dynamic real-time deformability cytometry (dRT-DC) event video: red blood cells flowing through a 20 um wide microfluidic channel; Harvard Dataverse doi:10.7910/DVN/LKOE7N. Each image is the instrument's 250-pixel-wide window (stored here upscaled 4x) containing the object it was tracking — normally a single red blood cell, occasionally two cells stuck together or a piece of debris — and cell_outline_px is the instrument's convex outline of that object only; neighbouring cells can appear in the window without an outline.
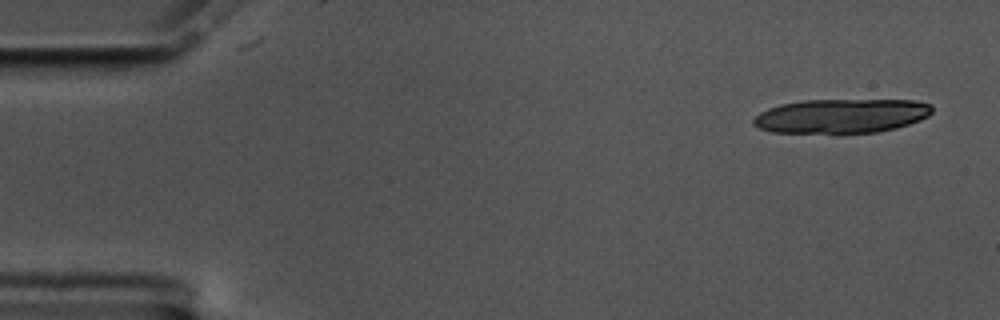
{"species": "common noctule bat (a hibernating species)", "species_latin": "Nyctalus noctula", "temperature_condition": "cold", "stored_images_in_passage": 19, "camera_frame_rate_fps": 3000, "um_per_image_px": 0.085, "animal": {"sex": "male", "body_mass_g": 17.5, "forearm_length_mm": 52.3}, "frame": {"image": 1, "passage_image": 3, "time_ms": 0.667, "image_size_px": [1000, 320], "cell_outline_px": [[932, 112], [928, 116], [920, 120], [896, 128], [876, 132], [772, 132], [760, 128], [752, 124], [752, 120], [760, 112], [768, 108], [780, 104], [804, 100], [916, 100], [932, 104]], "centroid_in_image_um": [71.53, 9.84], "position_along_channel_um": 13.5, "area_um2": 35.49}}